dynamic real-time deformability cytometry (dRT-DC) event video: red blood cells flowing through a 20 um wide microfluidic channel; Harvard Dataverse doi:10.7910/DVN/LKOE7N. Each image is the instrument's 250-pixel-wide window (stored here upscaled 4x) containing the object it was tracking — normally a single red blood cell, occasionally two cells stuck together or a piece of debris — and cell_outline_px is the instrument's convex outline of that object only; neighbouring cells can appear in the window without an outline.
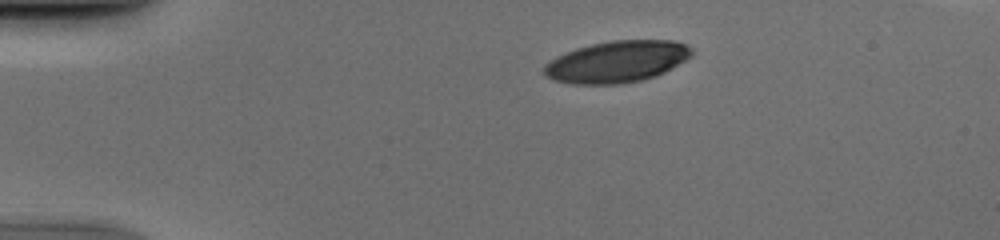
{"species": "human", "species_latin": "Homo sapiens", "temperature_condition": "cold", "stored_images_in_passage": 50, "camera_frame_rate_fps": 3000, "um_per_image_px": 0.085, "donor": {"sex": "male"}, "frame": {"image": 1, "passage_image": 9, "time_ms": 2.667, "image_size_px": [1000, 240], "cell_outline_px": [[692, 56], [664, 72], [656, 76], [644, 80], [620, 84], [572, 84], [552, 80], [544, 72], [544, 64], [556, 56], [576, 48], [592, 44], [612, 40], [676, 40], [688, 44], [692, 48]], "centroid_in_image_um": [52.46, 5.24], "position_along_channel_um": 32.5, "area_um2": 36.01}}
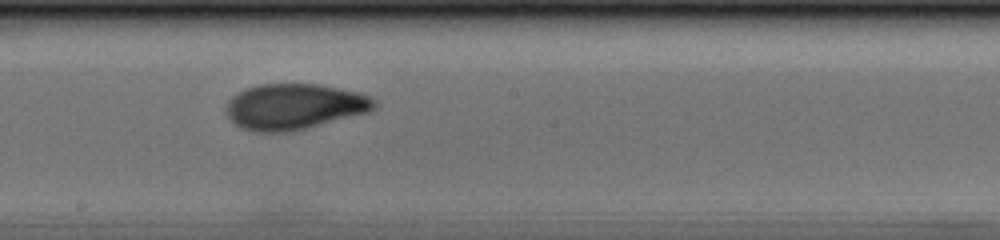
{"frame": {"image": 2, "passage_image": 28, "time_ms": 9.0, "image_size_px": [1000, 240], "cell_outline_px": [[376, 108], [368, 112], [288, 132], [256, 132], [240, 128], [228, 116], [224, 108], [228, 100], [236, 92], [244, 88], [260, 84], [320, 84], [356, 92], [372, 96], [376, 100]], "centroid_in_image_um": [24.97, 9.05], "position_along_channel_um": 223.2, "area_um2": 39.54}}
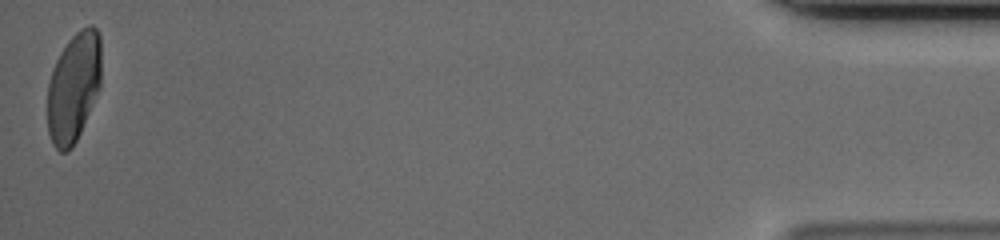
{"frame": {"image": 3, "passage_image": 50, "time_ms": 16.333, "image_size_px": [1000, 240], "cell_outline_px": [[100, 88], [80, 132], [72, 148], [68, 152], [60, 152], [52, 144], [48, 132], [48, 84], [56, 60], [60, 52], [68, 40], [80, 28], [88, 24], [92, 24], [96, 28], [100, 36]], "centroid_in_image_um": [6.26, 7.4], "position_along_channel_um": 428.9, "area_um2": 34.39}}